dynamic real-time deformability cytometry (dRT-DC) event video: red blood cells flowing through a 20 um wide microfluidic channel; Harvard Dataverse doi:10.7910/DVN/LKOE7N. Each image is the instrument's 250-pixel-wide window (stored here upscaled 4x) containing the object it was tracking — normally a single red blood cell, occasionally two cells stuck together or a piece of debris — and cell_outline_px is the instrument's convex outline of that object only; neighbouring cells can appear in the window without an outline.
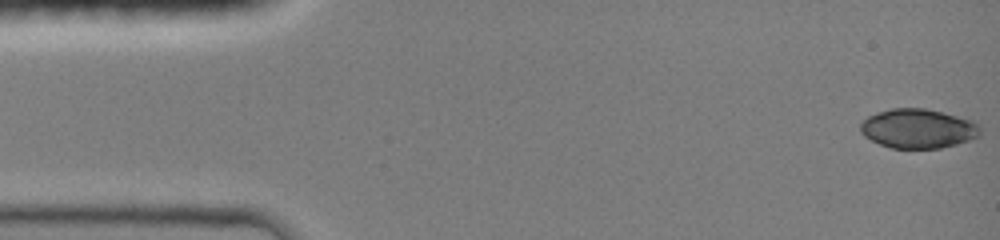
{"species": "common noctule bat (a hibernating species)", "species_latin": "Nyctalus noctula", "temperature_condition": "room temperature", "stored_images_in_passage": 46, "camera_frame_rate_fps": 3000, "um_per_image_px": 0.085, "animal": {"sex": "female", "body_mass_g": 19.0, "forearm_length_mm": 51.5}, "frame": {"image": 1, "passage_image": 1, "time_ms": 0.0, "image_size_px": [1000, 240], "cell_outline_px": [[980, 136], [956, 144], [940, 148], [892, 148], [880, 144], [864, 136], [860, 132], [860, 124], [868, 116], [876, 112], [892, 108], [924, 108], [976, 120], [980, 128]], "centroid_in_image_um": [78.05, 10.92], "position_along_channel_um": 7.0, "area_um2": 27.57}}
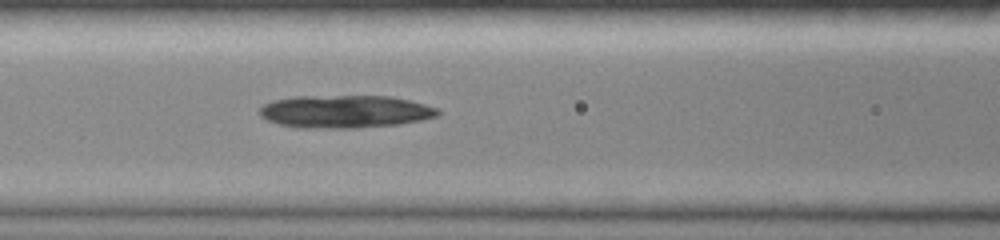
{"frame": {"image": 2, "passage_image": 19, "time_ms": 6.0, "image_size_px": [1000, 240], "cell_outline_px": [[440, 112], [436, 116], [420, 120], [396, 124], [356, 128], [304, 128], [280, 124], [268, 120], [260, 116], [260, 108], [264, 104], [272, 100], [292, 96], [392, 96], [424, 104], [436, 108]], "centroid_in_image_um": [29.29, 9.47], "position_along_channel_um": 137.3, "area_um2": 33.87}}
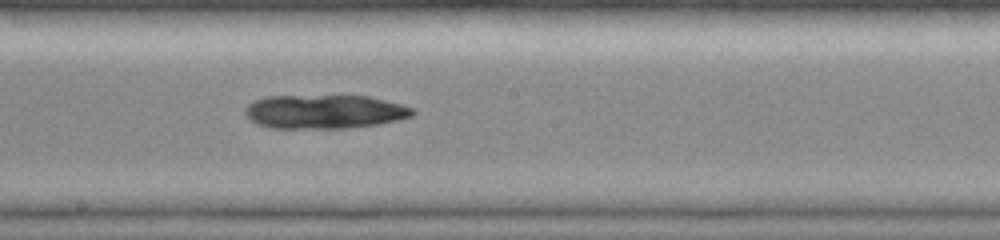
{"frame": {"image": 3, "passage_image": 25, "time_ms": 8.0, "image_size_px": [1000, 240], "cell_outline_px": [[416, 112], [412, 116], [380, 124], [348, 128], [268, 128], [256, 124], [244, 112], [244, 108], [252, 100], [268, 96], [368, 96], [416, 108]], "centroid_in_image_um": [27.57, 9.49], "position_along_channel_um": 220.6, "area_um2": 33.23}}